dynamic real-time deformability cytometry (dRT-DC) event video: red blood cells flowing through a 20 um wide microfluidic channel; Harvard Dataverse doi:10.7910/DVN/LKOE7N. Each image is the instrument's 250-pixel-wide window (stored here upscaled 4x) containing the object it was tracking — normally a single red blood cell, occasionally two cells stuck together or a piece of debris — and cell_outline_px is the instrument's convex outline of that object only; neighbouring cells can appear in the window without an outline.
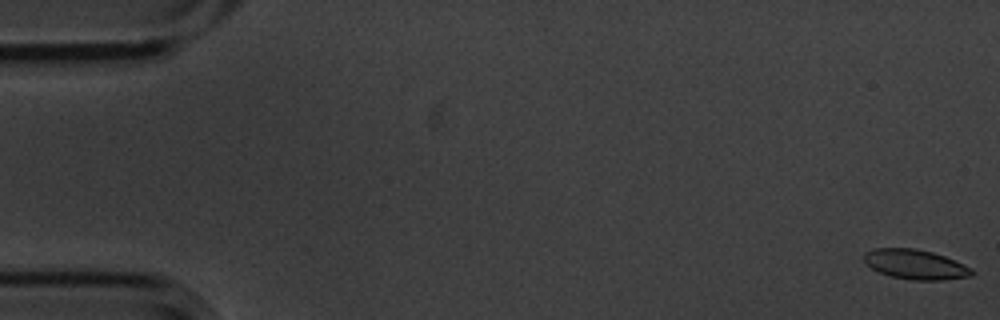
{"species": "common noctule bat (a hibernating species)", "species_latin": "Nyctalus noctula", "temperature_condition": "cold", "stored_images_in_passage": 5, "camera_frame_rate_fps": 3000, "um_per_image_px": 0.085, "animal": {"sex": "male", "body_mass_g": 20.1, "forearm_length_mm": 53.5}, "frame": {"image": 1, "passage_image": 1, "time_ms": 0.0, "image_size_px": [1000, 320], "cell_outline_px": [[972, 276], [940, 280], [912, 280], [892, 276], [880, 272], [864, 264], [864, 252], [876, 248], [916, 248], [932, 252], [944, 256], [972, 268]], "centroid_in_image_um": [77.78, 22.47], "position_along_channel_um": 7.2, "area_um2": 18.55}}